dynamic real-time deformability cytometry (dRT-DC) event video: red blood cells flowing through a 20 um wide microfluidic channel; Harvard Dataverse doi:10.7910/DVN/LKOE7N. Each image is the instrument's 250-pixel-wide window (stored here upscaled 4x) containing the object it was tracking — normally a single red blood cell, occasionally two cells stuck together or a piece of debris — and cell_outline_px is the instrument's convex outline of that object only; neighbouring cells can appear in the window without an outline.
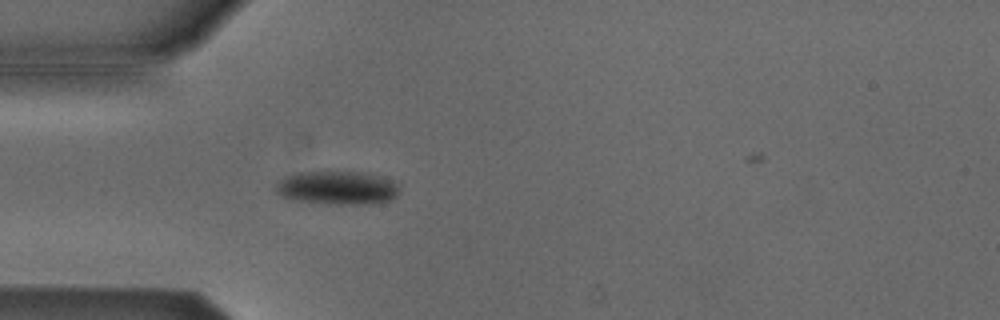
{"species": "Egyptian fruit bat (a non-hibernating species)", "species_latin": "Rousettus aegyptiacus", "temperature_condition": "cold", "stored_images_in_passage": 48, "camera_frame_rate_fps": 3000, "um_per_image_px": 0.085, "animal": {"sex": "male"}, "frame": {"image": 1, "passage_image": 15, "time_ms": 4.667, "image_size_px": [1000, 320], "cell_outline_px": [[396, 196], [392, 200], [368, 204], [328, 204], [296, 200], [280, 196], [276, 192], [276, 184], [284, 176], [296, 172], [360, 172], [376, 176], [396, 184]], "centroid_in_image_um": [28.58, 15.98], "position_along_channel_um": 56.4, "area_um2": 23.76}}
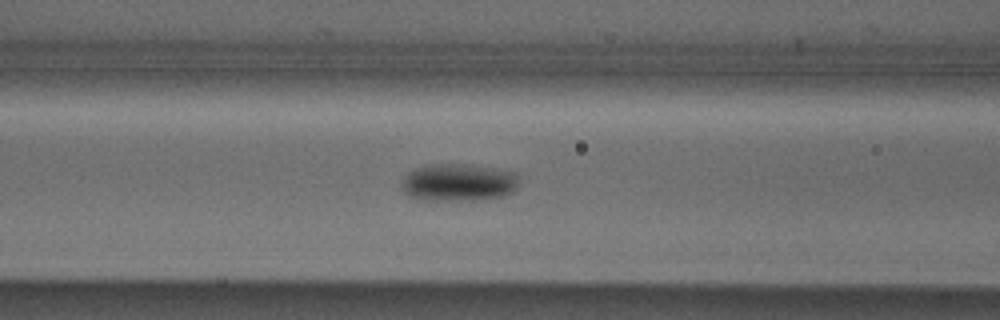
{"frame": {"image": 2, "passage_image": 21, "time_ms": 6.667, "image_size_px": [1000, 320], "cell_outline_px": [[520, 180], [516, 188], [512, 192], [504, 196], [476, 200], [424, 200], [408, 196], [400, 188], [400, 180], [408, 172], [424, 164], [472, 164], [496, 168], [516, 172]], "centroid_in_image_um": [38.95, 15.49], "position_along_channel_um": 127.6, "area_um2": 26.3}}
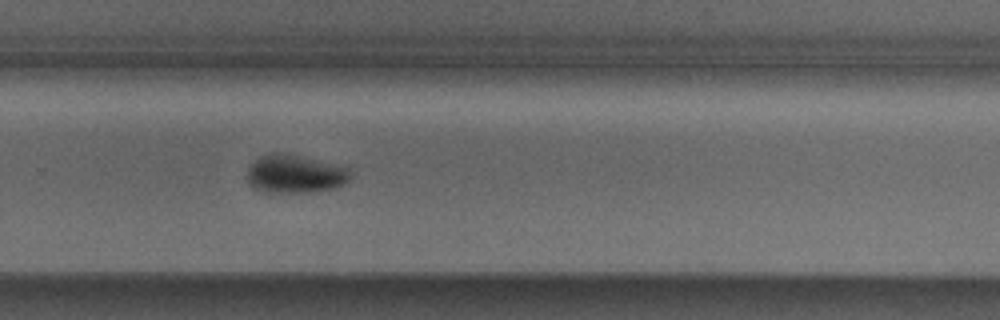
{"frame": {"image": 3, "passage_image": 35, "time_ms": 11.333, "image_size_px": [1000, 320], "cell_outline_px": [[352, 176], [344, 184], [336, 188], [316, 192], [264, 192], [252, 188], [248, 184], [248, 168], [260, 156], [268, 152], [280, 152], [348, 168], [352, 172]], "centroid_in_image_um": [25.05, 14.81], "position_along_channel_um": 304.7, "area_um2": 22.95}}